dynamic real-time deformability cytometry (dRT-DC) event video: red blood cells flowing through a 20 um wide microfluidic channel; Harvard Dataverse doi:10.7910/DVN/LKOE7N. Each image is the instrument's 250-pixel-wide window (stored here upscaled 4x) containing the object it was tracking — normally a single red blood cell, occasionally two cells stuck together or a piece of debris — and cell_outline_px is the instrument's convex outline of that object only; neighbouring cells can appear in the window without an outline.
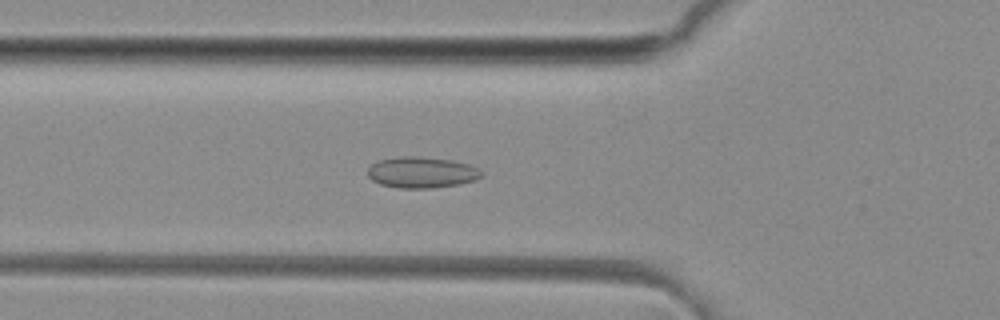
{"species": "common noctule bat (a hibernating species)", "species_latin": "Nyctalus noctula", "temperature_condition": "room temperature", "stored_images_in_passage": 25, "camera_frame_rate_fps": 3000, "um_per_image_px": 0.085, "animal": {"sex": "female", "body_mass_g": 29.2, "forearm_length_mm": 56.3}, "frame": {"image": 1, "passage_image": 16, "time_ms": 5.0, "image_size_px": [1000, 320], "cell_outline_px": [[484, 176], [460, 184], [432, 188], [400, 188], [380, 184], [372, 180], [368, 176], [368, 168], [372, 164], [380, 160], [400, 156], [420, 156], [452, 160], [468, 164], [480, 168], [484, 172]], "centroid_in_image_um": [35.87, 14.65], "position_along_channel_um": 89.9, "area_um2": 20.75}}
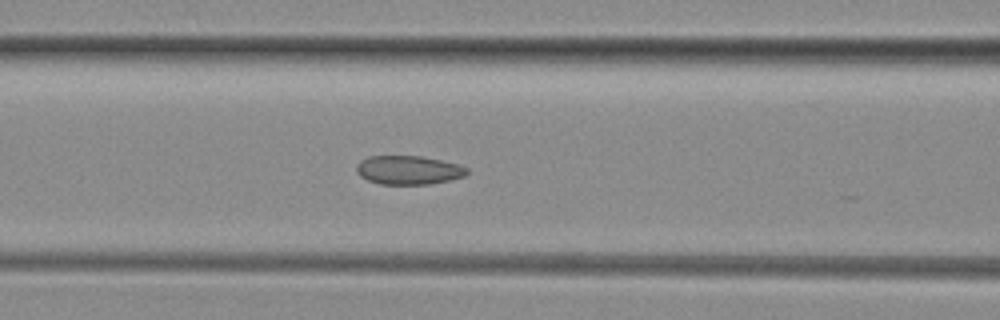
{"frame": {"image": 2, "passage_image": 19, "time_ms": 6.0, "image_size_px": [1000, 320], "cell_outline_px": [[468, 172], [464, 176], [432, 184], [380, 184], [368, 180], [360, 176], [356, 172], [356, 164], [360, 160], [368, 156], [420, 156], [460, 164], [468, 168]], "centroid_in_image_um": [34.7, 14.45], "position_along_channel_um": 131.9, "area_um2": 18.61}}
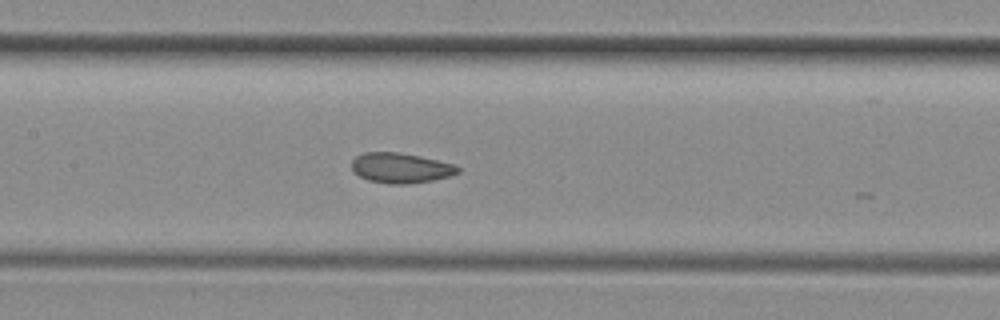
{"frame": {"image": 3, "passage_image": 22, "time_ms": 7.0, "image_size_px": [1000, 320], "cell_outline_px": [[460, 172], [448, 176], [432, 180], [408, 184], [388, 184], [368, 180], [352, 172], [352, 160], [356, 156], [364, 152], [400, 152], [420, 156], [456, 164], [460, 168]], "centroid_in_image_um": [34.05, 14.27], "position_along_channel_um": 173.3, "area_um2": 18.79}}